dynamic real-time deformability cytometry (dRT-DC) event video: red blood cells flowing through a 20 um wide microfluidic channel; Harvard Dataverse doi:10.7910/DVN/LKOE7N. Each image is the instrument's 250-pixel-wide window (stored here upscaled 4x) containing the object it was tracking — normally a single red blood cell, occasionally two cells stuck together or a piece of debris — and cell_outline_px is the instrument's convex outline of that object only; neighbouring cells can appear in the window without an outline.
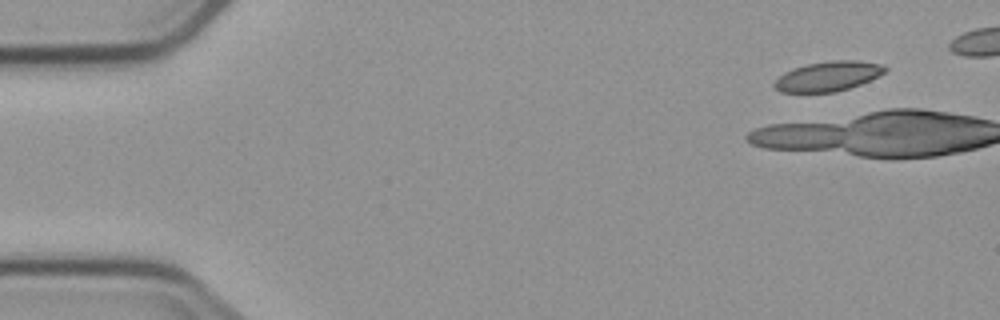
{"species": "common noctule bat (a hibernating species)", "species_latin": "Nyctalus noctula", "temperature_condition": "cold", "stored_images_in_passage": 8, "camera_frame_rate_fps": 3000, "um_per_image_px": 0.085, "animal": {"sex": "male", "body_mass_g": 23.1, "forearm_length_mm": 52.7}, "frame": {"image": 1, "passage_image": 1, "time_ms": 0.0, "image_size_px": [1000, 320], "cell_outline_px": [[888, 68], [884, 72], [860, 84], [836, 92], [780, 92], [772, 84], [784, 72], [792, 68], [808, 64], [832, 60], [856, 60], [884, 64]], "centroid_in_image_um": [70.38, 6.47], "position_along_channel_um": 14.6, "area_um2": 19.07}}
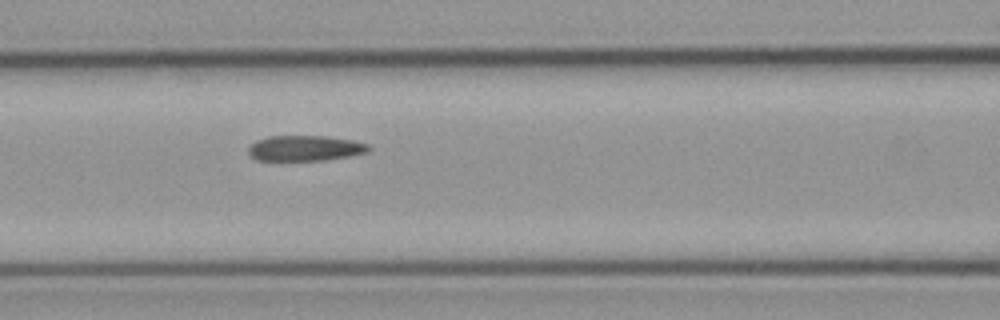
{"frame": {"image": 2, "passage_image": 8, "time_ms": 9.0, "image_size_px": [1000, 320], "cell_outline_px": [[372, 148], [368, 152], [348, 156], [324, 160], [256, 160], [248, 152], [248, 148], [256, 140], [268, 136], [328, 136], [352, 140], [368, 144]], "centroid_in_image_um": [25.94, 12.59], "position_along_channel_um": 140.7, "area_um2": 17.8}}